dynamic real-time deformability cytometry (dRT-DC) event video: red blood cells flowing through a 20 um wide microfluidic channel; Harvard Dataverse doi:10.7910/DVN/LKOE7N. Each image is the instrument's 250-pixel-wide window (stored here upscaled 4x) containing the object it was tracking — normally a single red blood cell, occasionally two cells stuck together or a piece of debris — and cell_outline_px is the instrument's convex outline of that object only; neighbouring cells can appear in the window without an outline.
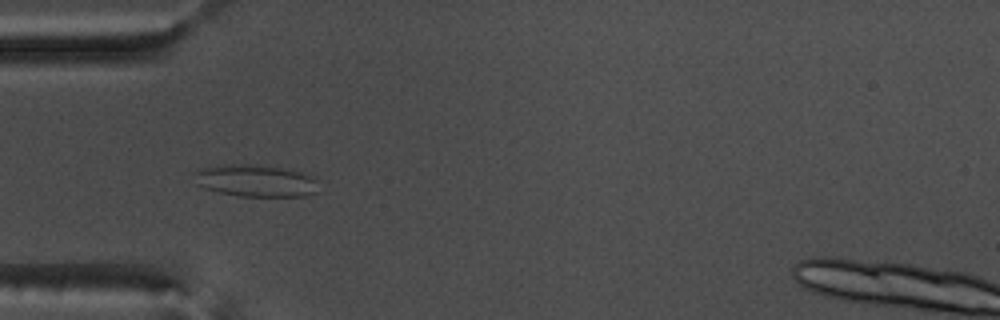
{"species": "common noctule bat (a hibernating species)", "species_latin": "Nyctalus noctula", "temperature_condition": "warm", "stored_images_in_passage": 41, "segment_of_instrument_passage": [1, 2], "camera_frame_rate_fps": 3000, "um_per_image_px": 0.085, "animal": {"sex": "male", "body_mass_g": 17.5, "forearm_length_mm": 52.3}, "frame": {"image": 1, "passage_image": 2, "time_ms": 0.333, "image_size_px": [1000, 320], "cell_outline_px": [[316, 192], [304, 196], [240, 196], [220, 192], [204, 188], [196, 184], [192, 172], [200, 168], [224, 164], [248, 164], [280, 168], [308, 172], [316, 180]], "centroid_in_image_um": [21.69, 15.35], "position_along_channel_um": 63.3, "area_um2": 23.35}}
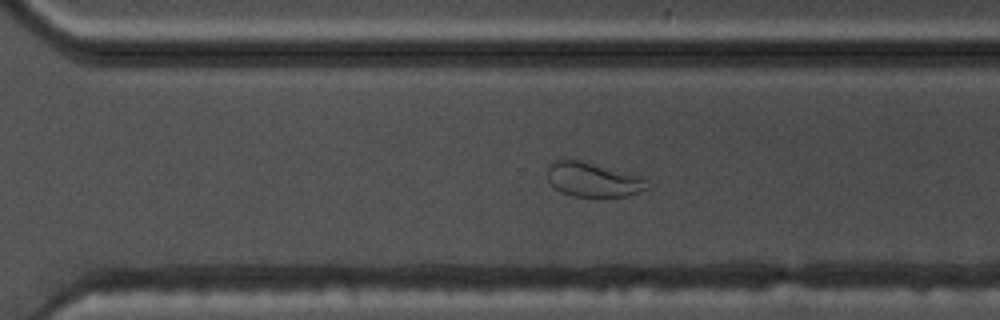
{"frame": {"image": 2, "passage_image": 23, "time_ms": 7.333, "image_size_px": [1000, 320], "cell_outline_px": [[648, 188], [628, 196], [572, 196], [560, 192], [548, 180], [548, 164], [552, 160], [580, 160], [644, 176], [648, 180]], "centroid_in_image_um": [50.44, 15.26], "position_along_channel_um": 320.2, "area_um2": 20.11}}
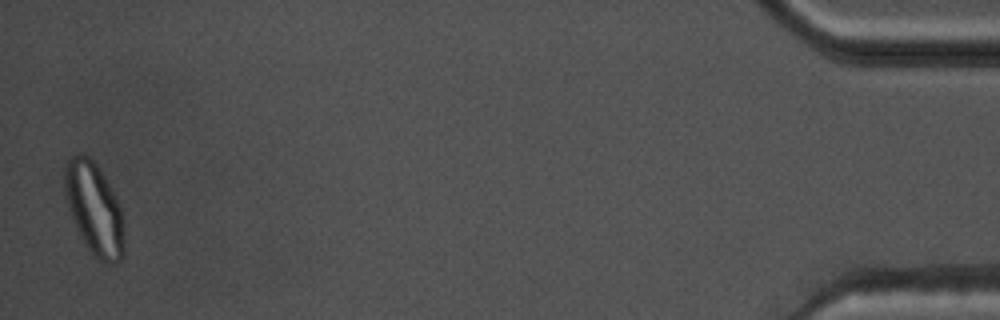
{"frame": {"image": 3, "passage_image": 39, "time_ms": 12.667, "image_size_px": [1000, 320], "cell_outline_px": [[124, 256], [116, 264], [108, 264], [96, 260], [92, 256], [84, 244], [76, 228], [68, 208], [64, 192], [64, 164], [72, 156], [80, 152], [88, 156], [96, 164], [104, 176], [116, 196], [124, 220]], "centroid_in_image_um": [8.01, 17.79], "position_along_channel_um": 427.2, "area_um2": 32.66}}